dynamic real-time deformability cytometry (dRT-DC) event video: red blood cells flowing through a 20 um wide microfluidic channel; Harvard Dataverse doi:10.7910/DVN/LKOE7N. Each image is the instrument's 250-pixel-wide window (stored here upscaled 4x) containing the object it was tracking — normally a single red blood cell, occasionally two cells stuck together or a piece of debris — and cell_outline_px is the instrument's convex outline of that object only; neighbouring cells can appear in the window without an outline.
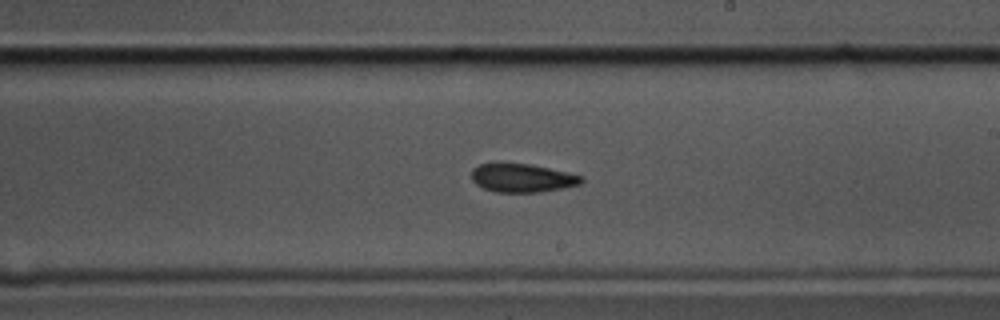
{"species": "common noctule bat (a hibernating species)", "species_latin": "Nyctalus noctula", "temperature_condition": "cold", "stored_images_in_passage": 56, "camera_frame_rate_fps": 3000, "um_per_image_px": 0.085, "animal": {"sex": "male", "body_mass_g": 17.5, "forearm_length_mm": 52.3}, "frame": {"image": 1, "passage_image": 32, "time_ms": 10.333, "image_size_px": [1000, 320], "cell_outline_px": [[584, 180], [580, 184], [540, 192], [496, 192], [484, 188], [476, 184], [472, 180], [472, 168], [480, 164], [500, 160], [532, 164], [568, 172], [584, 176]], "centroid_in_image_um": [44.35, 15.08], "position_along_channel_um": 244.7, "area_um2": 18.84}}
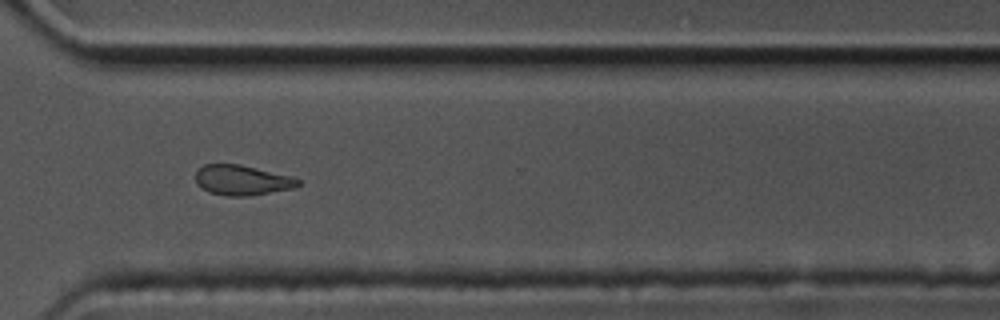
{"frame": {"image": 2, "passage_image": 41, "time_ms": 13.333, "image_size_px": [1000, 320], "cell_outline_px": [[300, 184], [292, 188], [248, 196], [224, 196], [208, 192], [200, 188], [196, 180], [196, 172], [204, 164], [240, 164], [292, 176], [300, 180]], "centroid_in_image_um": [20.55, 15.31], "position_along_channel_um": 350.0, "area_um2": 17.98}}
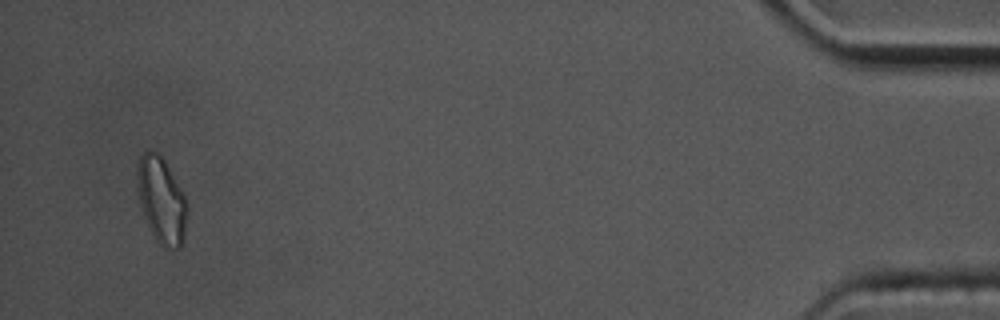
{"frame": {"image": 3, "passage_image": 54, "time_ms": 17.667, "image_size_px": [1000, 320], "cell_outline_px": [[188, 212], [184, 236], [180, 248], [164, 248], [156, 240], [144, 216], [140, 204], [136, 180], [136, 172], [140, 156], [144, 152], [156, 152], [164, 160], [180, 188], [184, 196], [188, 208]], "centroid_in_image_um": [13.72, 17.05], "position_along_channel_um": 421.5, "area_um2": 24.74}}